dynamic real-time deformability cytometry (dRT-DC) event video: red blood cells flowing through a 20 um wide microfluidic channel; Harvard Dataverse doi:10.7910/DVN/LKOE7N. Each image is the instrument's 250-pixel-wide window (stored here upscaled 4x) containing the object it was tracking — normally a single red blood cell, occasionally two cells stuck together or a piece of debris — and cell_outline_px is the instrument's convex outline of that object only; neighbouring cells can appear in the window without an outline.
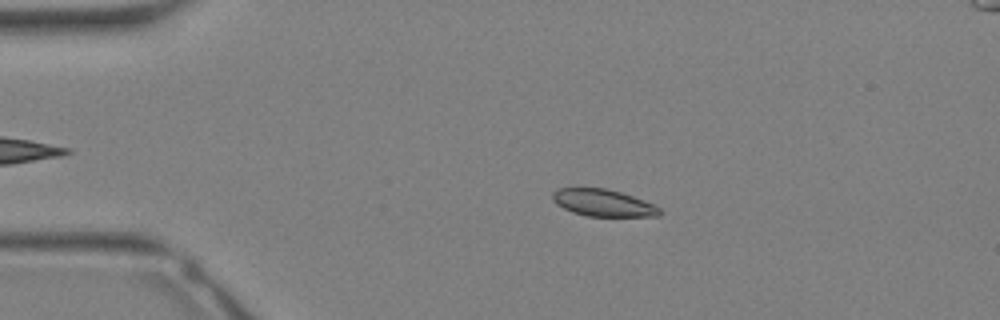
{"species": "Egyptian fruit bat (a non-hibernating species)", "species_latin": "Rousettus aegyptiacus", "temperature_condition": "warm", "stored_images_in_passage": 34, "camera_frame_rate_fps": 3000, "um_per_image_px": 0.085, "animal": {"sex": "female"}, "frame": {"image": 1, "passage_image": 8, "time_ms": 2.333, "image_size_px": [1000, 320], "cell_outline_px": [[660, 216], [588, 216], [572, 212], [556, 204], [552, 200], [552, 192], [556, 188], [608, 188], [632, 196], [652, 204], [660, 208]], "centroid_in_image_um": [51.21, 17.23], "position_along_channel_um": 33.8, "area_um2": 16.76}}
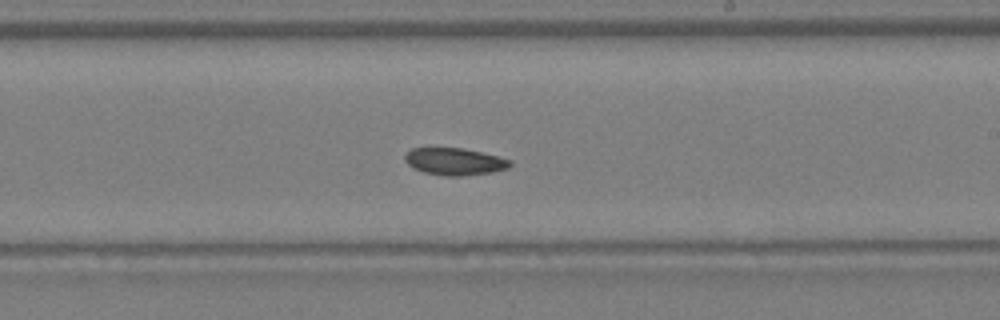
{"frame": {"image": 2, "passage_image": 21, "time_ms": 6.667, "image_size_px": [1000, 320], "cell_outline_px": [[512, 164], [508, 168], [492, 172], [464, 176], [444, 176], [424, 172], [412, 168], [404, 160], [404, 156], [412, 148], [464, 148], [512, 160]], "centroid_in_image_um": [38.63, 13.74], "position_along_channel_um": 250.4, "area_um2": 16.65}}
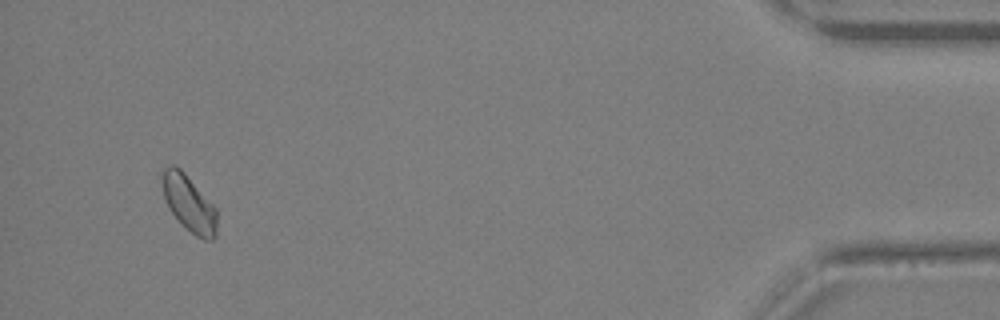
{"frame": {"image": 3, "passage_image": 33, "time_ms": 10.667, "image_size_px": [1000, 320], "cell_outline_px": [[216, 236], [212, 240], [204, 240], [196, 236], [172, 212], [164, 196], [160, 176], [160, 172], [168, 164], [172, 164], [180, 168], [184, 172], [216, 208]], "centroid_in_image_um": [16.04, 17.23], "position_along_channel_um": 419.2, "area_um2": 17.63}}